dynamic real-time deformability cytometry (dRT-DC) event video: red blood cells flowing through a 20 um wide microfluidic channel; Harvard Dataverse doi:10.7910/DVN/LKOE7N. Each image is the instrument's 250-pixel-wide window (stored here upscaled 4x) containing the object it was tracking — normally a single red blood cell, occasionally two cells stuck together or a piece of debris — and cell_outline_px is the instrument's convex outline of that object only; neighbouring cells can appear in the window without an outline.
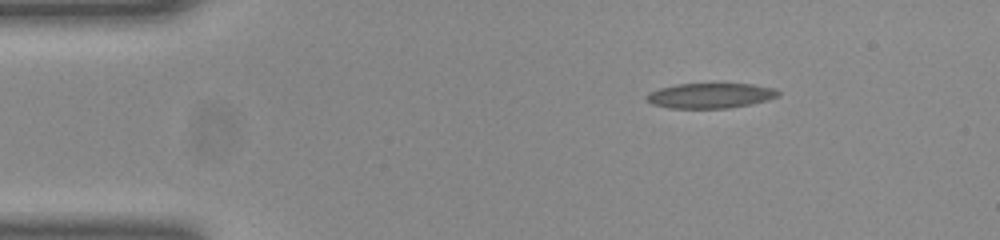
{"species": "common noctule bat (a hibernating species)", "species_latin": "Nyctalus noctula", "temperature_condition": "room temperature", "stored_images_in_passage": 44, "camera_frame_rate_fps": 3000, "um_per_image_px": 0.085, "animal": {"sex": "female", "body_mass_g": 23.0, "forearm_length_mm": 53.4}, "frame": {"image": 1, "passage_image": 1, "time_ms": 0.0, "image_size_px": [1000, 240], "cell_outline_px": [[780, 96], [768, 100], [728, 108], [668, 108], [652, 104], [644, 96], [660, 88], [676, 84], [752, 84], [772, 88], [780, 92]], "centroid_in_image_um": [60.38, 8.13], "position_along_channel_um": 24.6, "area_um2": 19.07}}
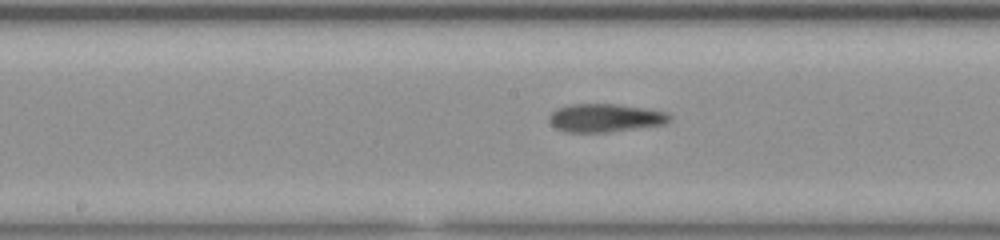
{"frame": {"image": 2, "passage_image": 19, "time_ms": 6.0, "image_size_px": [1000, 240], "cell_outline_px": [[672, 120], [664, 124], [608, 132], [568, 132], [556, 128], [552, 124], [548, 116], [556, 108], [572, 104], [616, 104], [644, 108], [668, 112], [672, 116]], "centroid_in_image_um": [51.46, 10.01], "position_along_channel_um": 196.7, "area_um2": 19.77}}
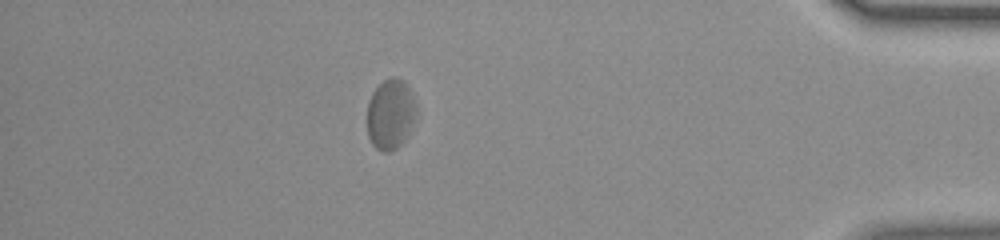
{"frame": {"image": 3, "passage_image": 38, "time_ms": 12.333, "image_size_px": [1000, 240], "cell_outline_px": [[416, 116], [404, 140], [396, 148], [388, 152], [384, 152], [376, 148], [372, 144], [368, 136], [368, 104], [372, 92], [384, 80], [392, 76], [396, 76], [404, 80], [408, 84], [412, 92], [416, 108]], "centroid_in_image_um": [33.2, 9.67], "position_along_channel_um": 402.0, "area_um2": 20.11}, "authors_computed_cell_mechanics": {"area_um2": 19.9699, "velocity_mm_per_s": 3.9749, "shape_relaxation_time_tau1_ms": null, "shape_relaxation_time_tau2_ms": 2.7036, "deformation_change_tau1": null, "deformation_change_tau2": 0.0927}}